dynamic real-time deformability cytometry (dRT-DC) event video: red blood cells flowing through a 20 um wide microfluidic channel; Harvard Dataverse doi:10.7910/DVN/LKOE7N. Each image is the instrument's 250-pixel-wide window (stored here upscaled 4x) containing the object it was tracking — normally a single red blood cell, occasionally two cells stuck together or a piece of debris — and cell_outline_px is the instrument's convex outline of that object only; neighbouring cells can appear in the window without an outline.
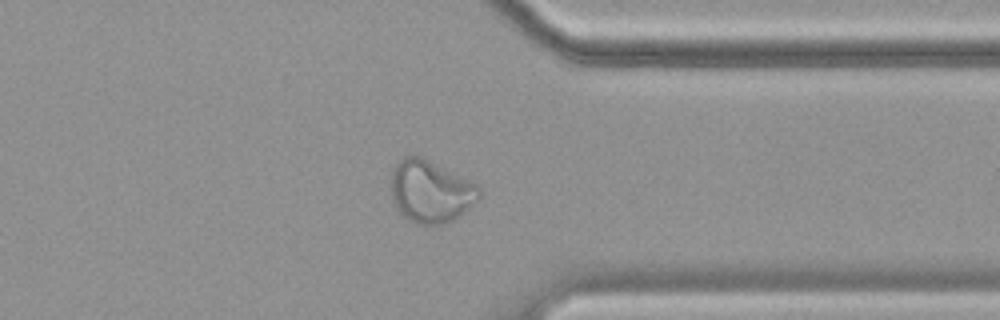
{"species": "common noctule bat (a hibernating species)", "species_latin": "Nyctalus noctula", "temperature_condition": "cold", "stored_images_in_passage": 57, "camera_frame_rate_fps": 3000, "um_per_image_px": 0.085, "animal": {"sex": "female", "body_mass_g": 19.9}, "frame": {"image": 1, "passage_image": 45, "time_ms": 14.667, "image_size_px": [1000, 320], "cell_outline_px": [[480, 200], [460, 216], [444, 224], [416, 224], [400, 216], [396, 208], [392, 196], [392, 172], [396, 164], [404, 156], [420, 156], [476, 184], [480, 188]], "centroid_in_image_um": [36.6, 16.31], "position_along_channel_um": 374.8, "area_um2": 31.91}}
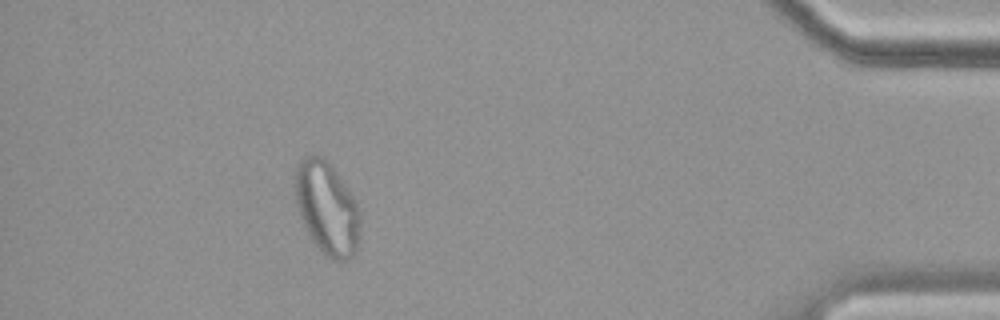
{"frame": {"image": 2, "passage_image": 52, "time_ms": 17.0, "image_size_px": [1000, 320], "cell_outline_px": [[360, 224], [356, 252], [348, 260], [332, 260], [324, 256], [312, 240], [300, 216], [296, 200], [296, 168], [300, 160], [304, 156], [324, 156], [348, 188], [360, 212]], "centroid_in_image_um": [27.8, 17.72], "position_along_channel_um": 407.4, "area_um2": 34.91}}